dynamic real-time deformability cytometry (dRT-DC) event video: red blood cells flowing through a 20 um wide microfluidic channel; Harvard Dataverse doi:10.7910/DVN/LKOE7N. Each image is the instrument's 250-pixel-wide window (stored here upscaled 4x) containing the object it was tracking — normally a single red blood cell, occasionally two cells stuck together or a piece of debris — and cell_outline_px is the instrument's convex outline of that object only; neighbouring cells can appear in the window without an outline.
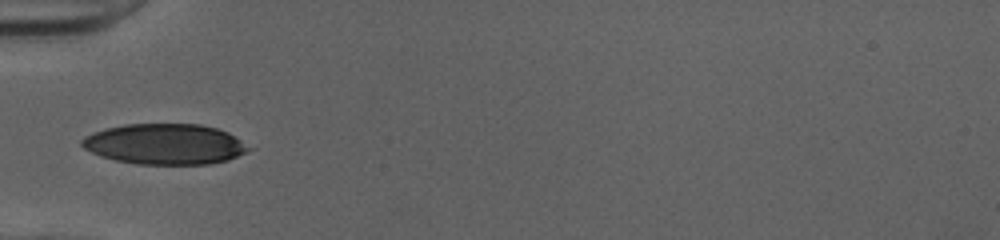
{"species": "human", "species_latin": "Homo sapiens", "temperature_condition": "cold", "stored_images_in_passage": 12, "camera_frame_rate_fps": 3000, "um_per_image_px": 0.085, "donor": {"sex": "female"}, "frame": {"image": 1, "passage_image": 1, "time_ms": 0.0, "image_size_px": [1000, 240], "cell_outline_px": [[252, 148], [248, 152], [228, 160], [212, 164], [136, 164], [116, 160], [100, 156], [84, 148], [80, 144], [80, 140], [84, 136], [92, 132], [104, 128], [124, 124], [200, 124], [216, 128], [228, 132]], "centroid_in_image_um": [14.0, 12.25], "position_along_channel_um": 71.0, "area_um2": 39.71}}
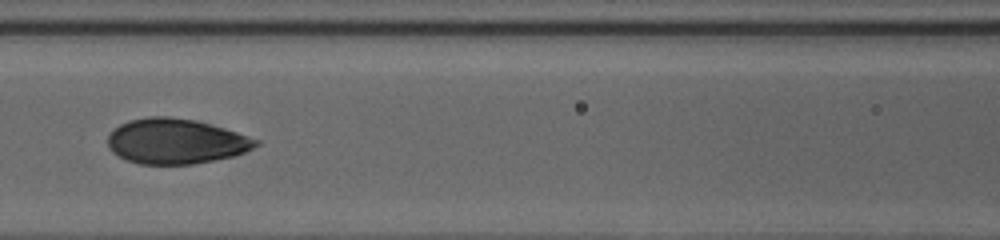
{"frame": {"image": 2, "passage_image": 7, "time_ms": 2.0, "image_size_px": [1000, 240], "cell_outline_px": [[260, 144], [236, 156], [196, 164], [140, 164], [128, 160], [112, 152], [108, 148], [108, 136], [120, 124], [128, 120], [148, 116], [168, 116], [192, 120], [208, 124], [236, 132], [260, 140]], "centroid_in_image_um": [14.95, 12.02], "position_along_channel_um": 151.7, "area_um2": 38.84}}
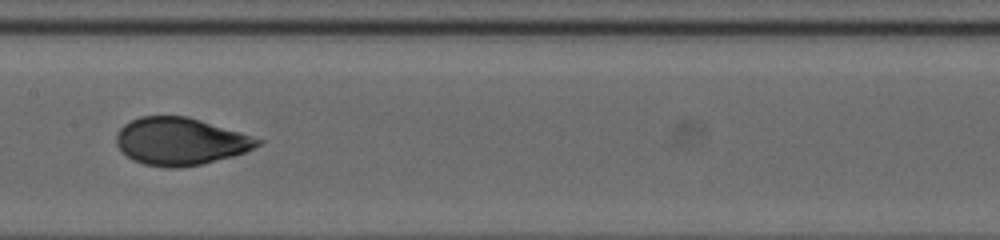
{"frame": {"image": 3, "passage_image": 10, "time_ms": 3.0, "image_size_px": [1000, 240], "cell_outline_px": [[264, 140], [260, 144], [244, 152], [232, 156], [200, 164], [180, 168], [168, 168], [144, 164], [132, 160], [116, 144], [116, 132], [124, 124], [140, 116], [188, 116], [240, 132]], "centroid_in_image_um": [15.31, 12.01], "position_along_channel_um": 192.1, "area_um2": 38.84}}